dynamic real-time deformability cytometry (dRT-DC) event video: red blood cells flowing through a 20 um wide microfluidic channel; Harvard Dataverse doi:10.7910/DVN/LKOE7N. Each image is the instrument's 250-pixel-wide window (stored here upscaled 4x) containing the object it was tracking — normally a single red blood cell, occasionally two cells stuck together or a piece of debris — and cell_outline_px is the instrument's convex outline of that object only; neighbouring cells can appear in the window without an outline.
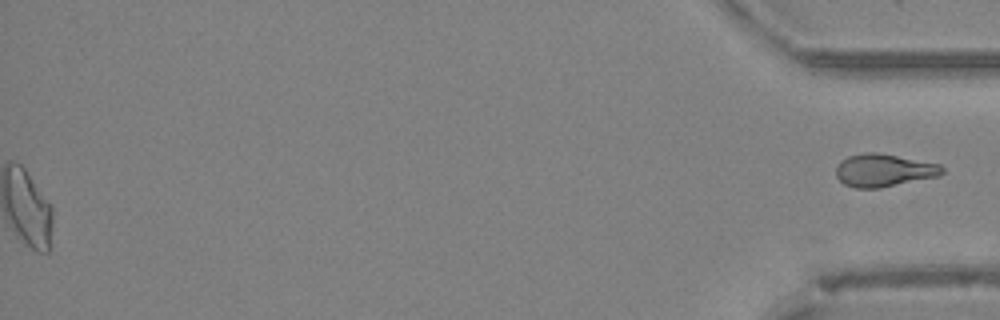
{"species": "Egyptian fruit bat (a non-hibernating species)", "species_latin": "Rousettus aegyptiacus", "temperature_condition": "cold", "stored_images_in_passage": 46, "segment_of_instrument_passage": [2, 2], "camera_frame_rate_fps": 3000, "um_per_image_px": 0.085, "animal": {"sex": "female"}, "frame": {"image": 1, "passage_image": 46, "time_ms": 15.0, "image_size_px": [1000, 320], "cell_outline_px": [[944, 172], [940, 176], [880, 188], [856, 188], [844, 184], [836, 176], [836, 168], [840, 160], [848, 156], [864, 152], [876, 152], [940, 164], [944, 168]], "centroid_in_image_um": [75.12, 14.48], "position_along_channel_um": 360.1, "area_um2": 20.35}}